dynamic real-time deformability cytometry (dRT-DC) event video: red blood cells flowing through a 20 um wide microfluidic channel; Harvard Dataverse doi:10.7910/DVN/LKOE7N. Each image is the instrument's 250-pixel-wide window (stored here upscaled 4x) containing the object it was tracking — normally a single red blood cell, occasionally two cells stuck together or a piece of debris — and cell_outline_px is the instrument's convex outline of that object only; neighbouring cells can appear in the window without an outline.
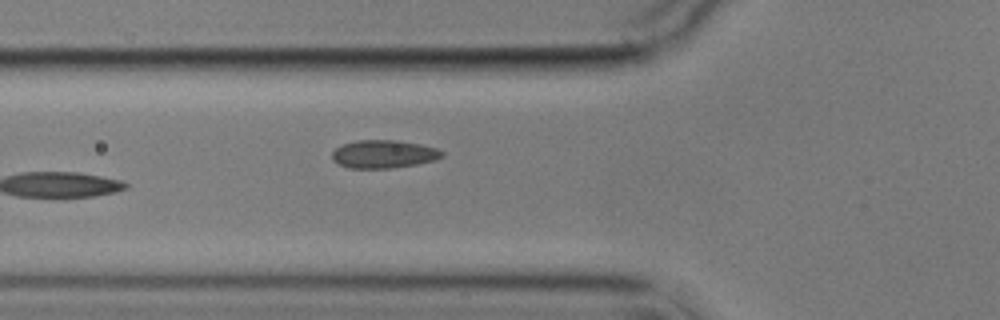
{"species": "common noctule bat (a hibernating species)", "species_latin": "Nyctalus noctula", "temperature_condition": "cold", "stored_images_in_passage": 6, "camera_frame_rate_fps": 3000, "um_per_image_px": 0.085, "animal": {"sex": "male", "body_mass_g": 17.9}, "frame": {"image": 1, "passage_image": 6, "time_ms": 6.0, "image_size_px": [1000, 320], "cell_outline_px": [[444, 156], [436, 160], [416, 164], [392, 168], [348, 168], [332, 160], [332, 152], [336, 148], [344, 144], [356, 140], [396, 140], [420, 144], [436, 148], [444, 152]], "centroid_in_image_um": [32.62, 13.1], "position_along_channel_um": 93.2, "area_um2": 17.98}}